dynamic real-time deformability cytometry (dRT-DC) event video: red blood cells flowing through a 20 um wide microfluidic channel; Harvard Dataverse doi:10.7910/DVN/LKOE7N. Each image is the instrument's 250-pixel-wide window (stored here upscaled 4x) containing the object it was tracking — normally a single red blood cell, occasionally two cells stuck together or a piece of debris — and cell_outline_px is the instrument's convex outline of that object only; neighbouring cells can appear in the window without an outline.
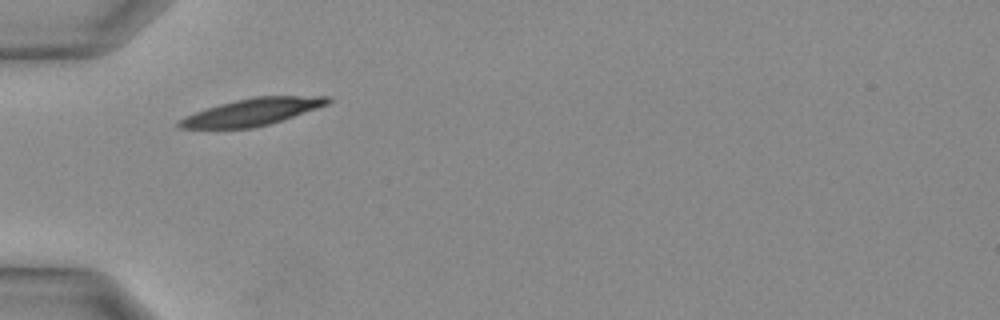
{"species": "Egyptian fruit bat (a non-hibernating species)", "species_latin": "Rousettus aegyptiacus", "temperature_condition": "warm", "stored_images_in_passage": 21, "camera_frame_rate_fps": 3000, "um_per_image_px": 0.085, "animal": {"sex": "female"}, "frame": {"image": 1, "passage_image": 1, "time_ms": 0.0, "image_size_px": [1000, 320], "cell_outline_px": [[332, 100], [328, 104], [268, 124], [252, 128], [180, 128], [176, 124], [184, 116], [220, 104], [236, 100], [256, 96], [332, 96]], "centroid_in_image_um": [21.44, 9.5], "position_along_channel_um": 63.6, "area_um2": 22.95}}
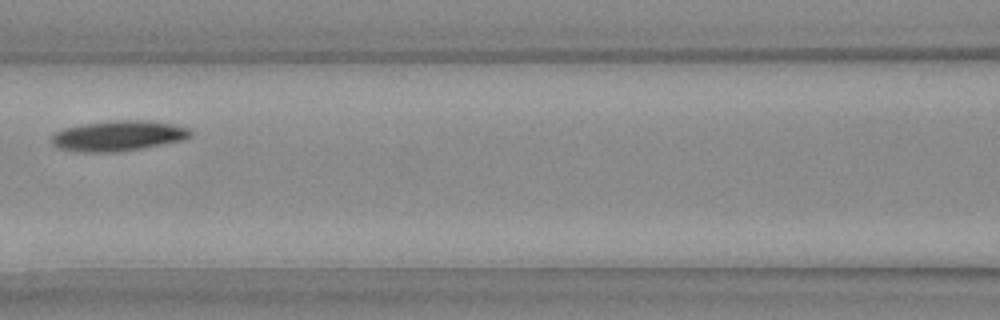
{"frame": {"image": 2, "passage_image": 6, "time_ms": 1.667, "image_size_px": [1000, 320], "cell_outline_px": [[192, 136], [184, 140], [140, 148], [112, 152], [84, 152], [60, 148], [52, 144], [52, 132], [64, 128], [84, 124], [116, 120], [152, 120], [176, 124], [192, 128]], "centroid_in_image_um": [10.11, 11.52], "position_along_channel_um": 156.5, "area_um2": 24.68}}
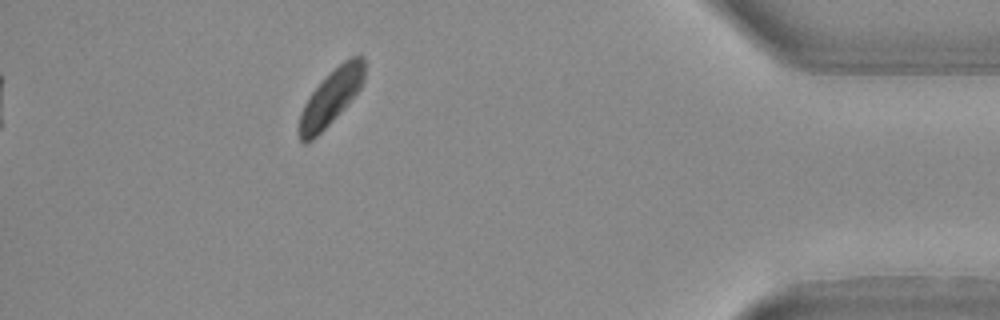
{"frame": {"image": 3, "passage_image": 21, "time_ms": 6.667, "image_size_px": [1000, 320], "cell_outline_px": [[364, 80], [360, 88], [344, 108], [312, 140], [304, 144], [300, 140], [300, 112], [304, 104], [312, 92], [344, 60], [360, 52], [364, 56]], "centroid_in_image_um": [28.16, 8.24], "position_along_channel_um": 407.0, "area_um2": 20.35}}